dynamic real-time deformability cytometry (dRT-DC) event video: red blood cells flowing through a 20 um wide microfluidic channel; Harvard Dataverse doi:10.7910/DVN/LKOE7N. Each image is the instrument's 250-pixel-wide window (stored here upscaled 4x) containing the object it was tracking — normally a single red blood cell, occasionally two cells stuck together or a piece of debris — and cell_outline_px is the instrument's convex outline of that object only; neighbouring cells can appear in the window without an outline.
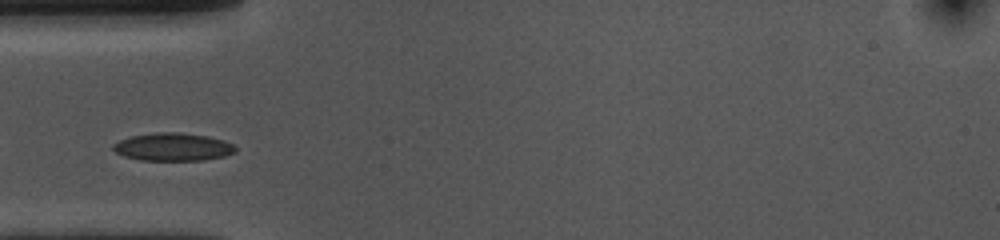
{"species": "common noctule bat (a hibernating species)", "species_latin": "Nyctalus noctula", "temperature_condition": "cold", "stored_images_in_passage": 36, "camera_frame_rate_fps": 3000, "um_per_image_px": 0.085, "animal": {"sex": "female", "body_mass_g": 10.0, "forearm_length_mm": 53.1}, "frame": {"image": 1, "passage_image": 9, "time_ms": 2.667, "image_size_px": [1000, 240], "cell_outline_px": [[236, 152], [224, 156], [204, 160], [140, 160], [124, 156], [116, 152], [112, 148], [112, 144], [120, 140], [132, 136], [156, 132], [176, 132], [208, 136], [224, 140], [236, 144]], "centroid_in_image_um": [14.73, 12.49], "position_along_channel_um": 70.3, "area_um2": 19.94}}
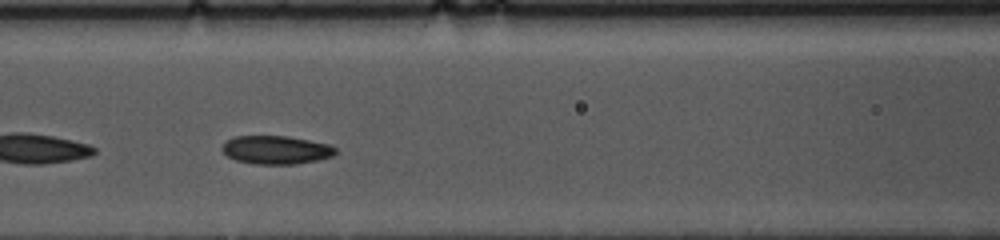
{"frame": {"image": 2, "passage_image": 15, "time_ms": 4.667, "image_size_px": [1000, 240], "cell_outline_px": [[336, 152], [332, 156], [316, 160], [296, 164], [256, 164], [236, 160], [228, 156], [220, 148], [232, 136], [288, 136], [328, 144], [336, 148]], "centroid_in_image_um": [23.45, 12.74], "position_along_channel_um": 143.1, "area_um2": 18.61}}
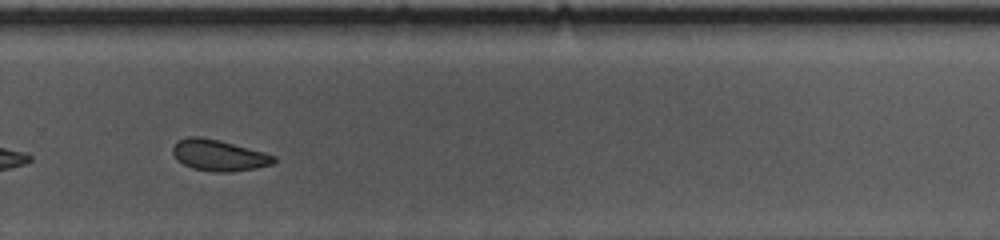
{"frame": {"image": 3, "passage_image": 29, "time_ms": 9.333, "image_size_px": [1000, 240], "cell_outline_px": [[276, 160], [272, 164], [256, 168], [232, 172], [212, 172], [192, 168], [176, 160], [172, 152], [172, 148], [180, 140], [188, 136], [196, 136], [220, 140], [264, 152], [276, 156]], "centroid_in_image_um": [18.6, 13.21], "position_along_channel_um": 311.2, "area_um2": 18.38}, "authors_computed_cell_mechanics": {"area_um2": 18.9006, "velocity_mm_per_s": 3.6101, "shape_relaxation_time_tau1_ms": 4.5085, "shape_relaxation_time_tau2_ms": 3.902, "deformation_change_tau1": 0.0908, "deformation_change_tau2": 0.0845}}